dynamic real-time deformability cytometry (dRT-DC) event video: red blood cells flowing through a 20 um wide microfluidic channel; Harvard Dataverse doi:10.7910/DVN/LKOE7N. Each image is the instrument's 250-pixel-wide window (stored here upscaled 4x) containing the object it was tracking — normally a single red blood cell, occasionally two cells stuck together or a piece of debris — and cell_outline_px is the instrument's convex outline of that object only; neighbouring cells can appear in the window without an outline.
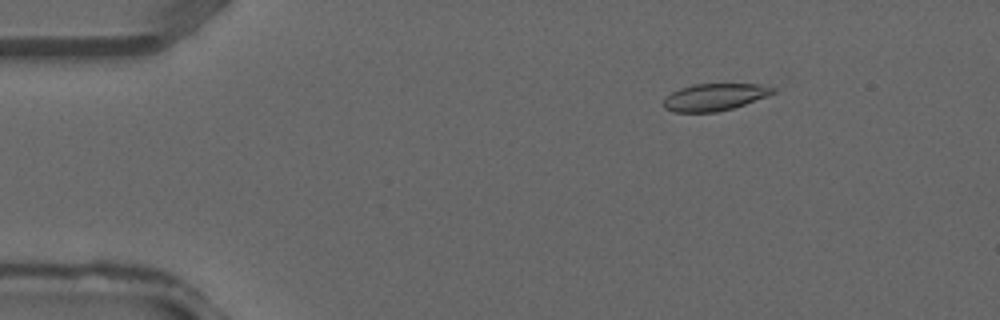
{"species": "common noctule bat (a hibernating species)", "species_latin": "Nyctalus noctula", "temperature_condition": "warm", "stored_images_in_passage": 38, "camera_frame_rate_fps": 3000, "um_per_image_px": 0.085, "animal": {"sex": "male", "forearm_length_mm": 52.5}, "frame": {"image": 1, "passage_image": 6, "time_ms": 1.667, "image_size_px": [1000, 320], "cell_outline_px": [[776, 92], [768, 96], [732, 108], [716, 112], [672, 112], [664, 108], [664, 100], [672, 92], [680, 88], [692, 84], [760, 84], [776, 88]], "centroid_in_image_um": [60.75, 8.25], "position_along_channel_um": 24.2, "area_um2": 17.22}}
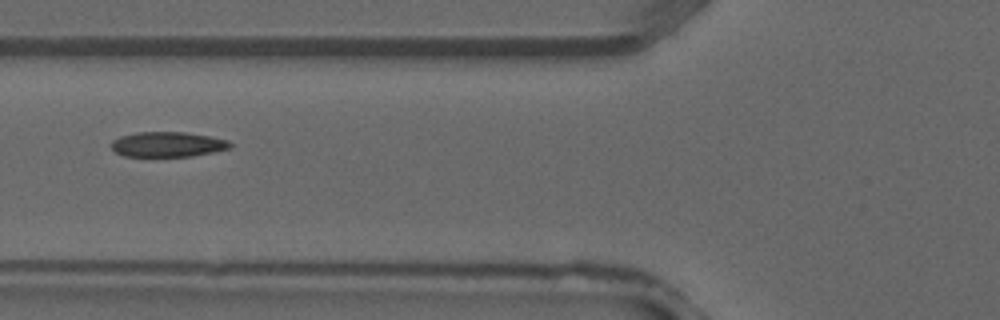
{"frame": {"image": 2, "passage_image": 15, "time_ms": 4.667, "image_size_px": [1000, 320], "cell_outline_px": [[232, 148], [192, 156], [124, 156], [116, 152], [112, 148], [112, 140], [120, 136], [136, 132], [184, 132], [208, 136], [228, 140], [232, 144]], "centroid_in_image_um": [14.25, 12.27], "position_along_channel_um": 111.5, "area_um2": 17.28}}
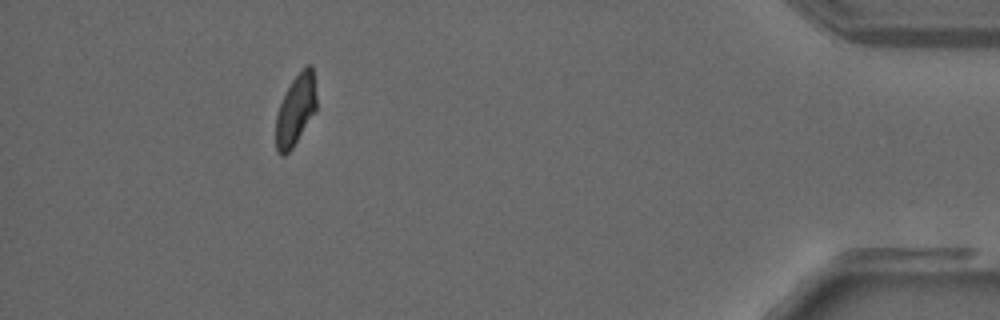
{"frame": {"image": 3, "passage_image": 35, "time_ms": 11.333, "image_size_px": [1000, 320], "cell_outline_px": [[316, 112], [292, 148], [284, 156], [280, 156], [276, 152], [276, 116], [280, 104], [292, 80], [308, 64], [312, 64], [316, 96]], "centroid_in_image_um": [25.13, 9.39], "position_along_channel_um": 410.1, "area_um2": 16.65}}